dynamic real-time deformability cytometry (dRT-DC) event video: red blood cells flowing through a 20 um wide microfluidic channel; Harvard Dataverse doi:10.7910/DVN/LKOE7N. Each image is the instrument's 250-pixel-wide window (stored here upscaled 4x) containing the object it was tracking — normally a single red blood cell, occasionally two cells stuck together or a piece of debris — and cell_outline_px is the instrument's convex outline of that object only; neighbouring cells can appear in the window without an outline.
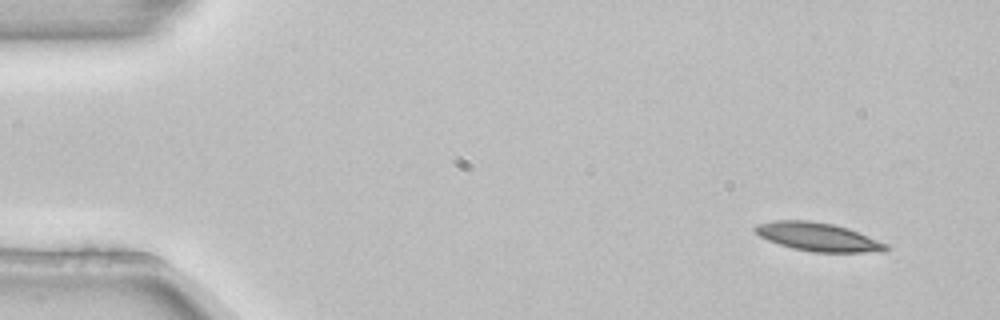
{"species": "common noctule bat (a hibernating species)", "species_latin": "Nyctalus noctula", "temperature_condition": "room temperature", "stored_images_in_passage": 3, "camera_frame_rate_fps": 3000, "um_per_image_px": 0.085, "animal": {"sex": "female", "body_mass_g": 22.7, "forearm_length_mm": 54.2}, "frame": {"image": 1, "passage_image": 1, "time_ms": 0.0, "image_size_px": [1000, 320], "cell_outline_px": [[888, 248], [884, 252], [812, 252], [792, 248], [768, 240], [760, 236], [752, 228], [756, 224], [772, 220], [808, 220], [832, 224], [848, 228], [888, 244]], "centroid_in_image_um": [69.51, 20.13], "position_along_channel_um": 15.5, "area_um2": 21.68}}